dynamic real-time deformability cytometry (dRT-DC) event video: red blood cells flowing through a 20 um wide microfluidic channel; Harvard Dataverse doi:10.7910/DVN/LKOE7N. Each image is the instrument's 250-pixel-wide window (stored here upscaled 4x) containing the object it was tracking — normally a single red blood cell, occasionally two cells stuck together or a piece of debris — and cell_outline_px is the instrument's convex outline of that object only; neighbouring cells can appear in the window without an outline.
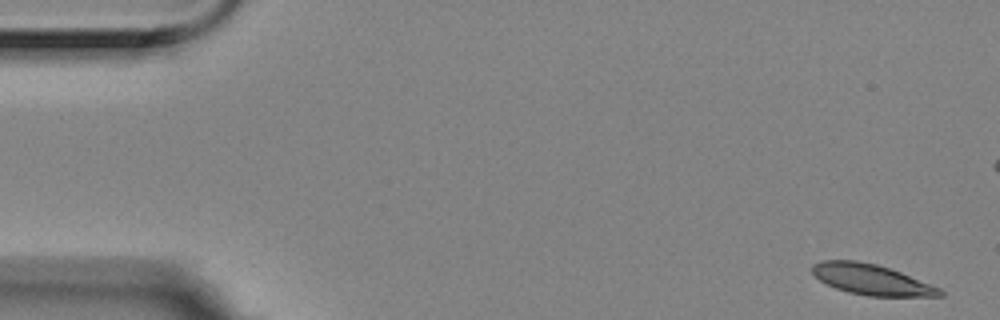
{"species": "Egyptian fruit bat (a non-hibernating species)", "species_latin": "Rousettus aegyptiacus", "temperature_condition": "room temperature", "stored_images_in_passage": 4, "camera_frame_rate_fps": 3000, "um_per_image_px": 0.085, "animal": {"sex": "female"}, "frame": {"image": 1, "passage_image": 1, "time_ms": 0.0, "image_size_px": [1000, 320], "cell_outline_px": [[944, 296], [868, 296], [848, 292], [836, 288], [820, 280], [812, 272], [812, 264], [820, 260], [856, 260], [876, 264], [900, 272], [940, 288], [944, 292]], "centroid_in_image_um": [74.06, 23.76], "position_along_channel_um": 10.9, "area_um2": 22.54}}